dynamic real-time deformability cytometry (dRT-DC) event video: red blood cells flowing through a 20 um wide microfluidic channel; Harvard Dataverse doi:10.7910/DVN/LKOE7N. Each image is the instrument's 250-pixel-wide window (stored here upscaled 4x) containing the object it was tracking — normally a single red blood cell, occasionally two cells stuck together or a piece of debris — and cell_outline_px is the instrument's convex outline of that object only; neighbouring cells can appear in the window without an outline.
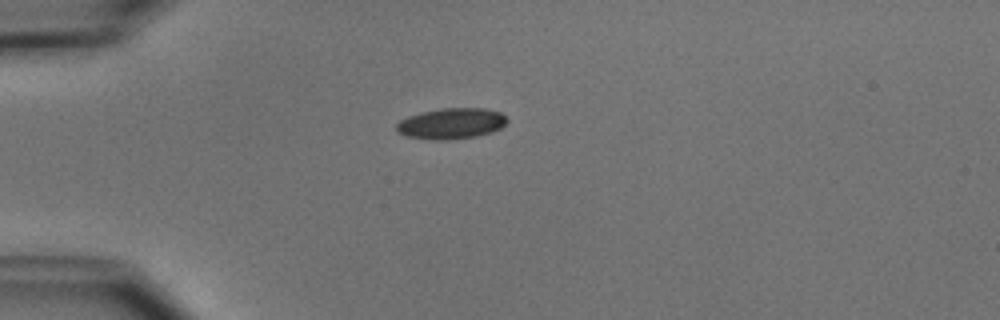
{"species": "common noctule bat (a hibernating species)", "species_latin": "Nyctalus noctula", "temperature_condition": "cold", "stored_images_in_passage": 2, "camera_frame_rate_fps": 3000, "um_per_image_px": 0.085, "animal": {"sex": "male", "body_mass_g": 15.6}, "frame": {"image": 1, "passage_image": 1, "time_ms": 0.0, "image_size_px": [1000, 320], "cell_outline_px": [[508, 120], [500, 128], [492, 132], [476, 136], [448, 140], [440, 140], [408, 136], [396, 132], [396, 124], [400, 120], [408, 116], [420, 112], [440, 108], [484, 108], [500, 112]], "centroid_in_image_um": [38.34, 10.49], "position_along_channel_um": 46.7, "area_um2": 19.83}}
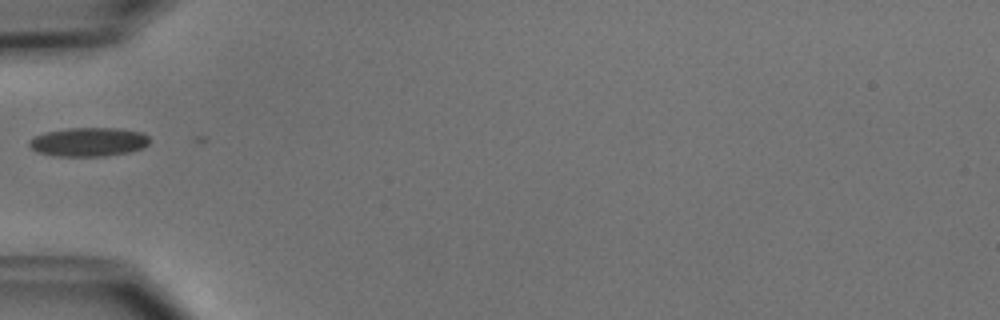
{"frame": {"image": 2, "passage_image": 2, "time_ms": 1.333, "image_size_px": [1000, 320], "cell_outline_px": [[148, 144], [144, 148], [128, 152], [104, 156], [56, 156], [36, 152], [28, 144], [28, 140], [32, 136], [44, 132], [68, 128], [120, 128], [140, 132], [148, 136]], "centroid_in_image_um": [7.48, 12.06], "position_along_channel_um": 77.5, "area_um2": 20.4}}